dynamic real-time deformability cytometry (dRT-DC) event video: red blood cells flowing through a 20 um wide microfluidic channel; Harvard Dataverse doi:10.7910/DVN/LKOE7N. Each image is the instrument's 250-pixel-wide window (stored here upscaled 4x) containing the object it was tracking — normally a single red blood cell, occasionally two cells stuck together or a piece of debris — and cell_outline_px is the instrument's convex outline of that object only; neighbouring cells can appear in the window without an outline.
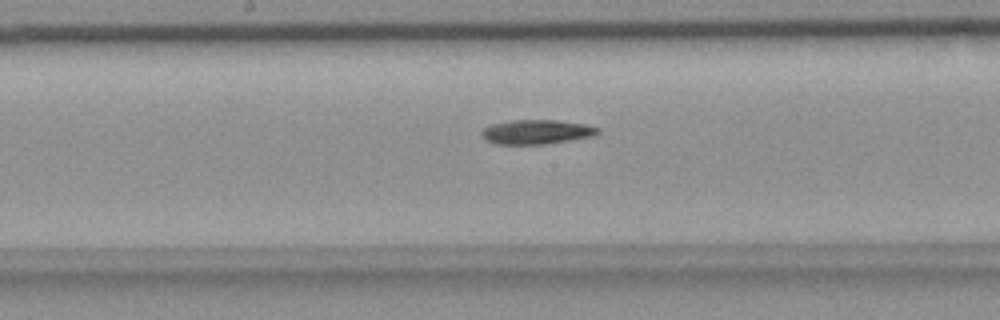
{"species": "common noctule bat (a hibernating species)", "species_latin": "Nyctalus noctula", "temperature_condition": "room temperature", "stored_images_in_passage": 29, "camera_frame_rate_fps": 3000, "um_per_image_px": 0.085, "animal": {"sex": "female", "body_mass_g": 18.4}, "frame": {"image": 1, "passage_image": 12, "time_ms": 3.667, "image_size_px": [1000, 320], "cell_outline_px": [[600, 132], [592, 136], [544, 144], [496, 144], [488, 140], [480, 132], [484, 128], [492, 124], [512, 120], [556, 120], [584, 124], [600, 128]], "centroid_in_image_um": [45.62, 11.2], "position_along_channel_um": 202.6, "area_um2": 16.24}}
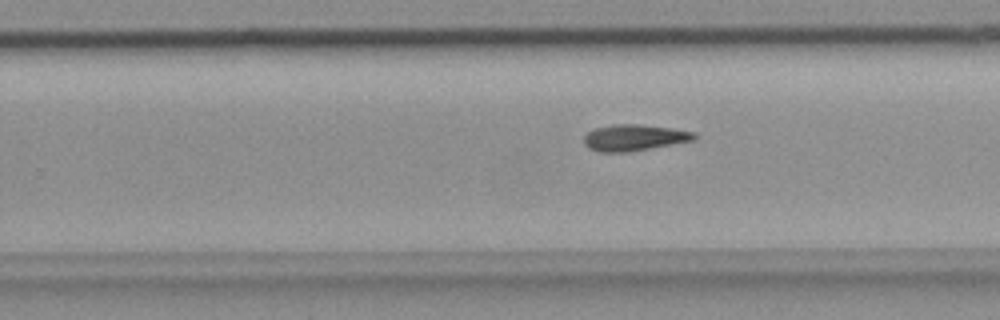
{"frame": {"image": 2, "passage_image": 18, "time_ms": 5.667, "image_size_px": [1000, 320], "cell_outline_px": [[696, 140], [628, 152], [600, 152], [588, 148], [584, 144], [584, 136], [592, 128], [616, 124], [640, 124], [672, 128], [696, 132]], "centroid_in_image_um": [53.9, 11.69], "position_along_channel_um": 275.9, "area_um2": 17.05}}
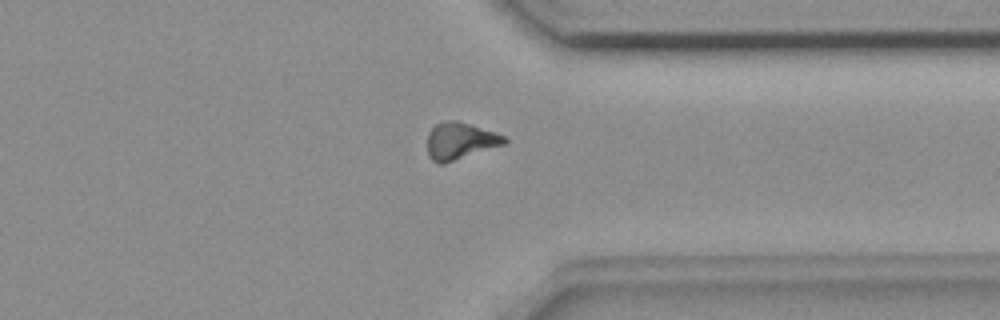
{"frame": {"image": 3, "passage_image": 26, "time_ms": 8.333, "image_size_px": [1000, 320], "cell_outline_px": [[508, 144], [444, 164], [436, 164], [428, 156], [428, 132], [436, 124], [444, 120], [460, 120], [496, 132], [504, 136], [508, 140]], "centroid_in_image_um": [39.14, 11.98], "position_along_channel_um": 372.3, "area_um2": 17.11}}